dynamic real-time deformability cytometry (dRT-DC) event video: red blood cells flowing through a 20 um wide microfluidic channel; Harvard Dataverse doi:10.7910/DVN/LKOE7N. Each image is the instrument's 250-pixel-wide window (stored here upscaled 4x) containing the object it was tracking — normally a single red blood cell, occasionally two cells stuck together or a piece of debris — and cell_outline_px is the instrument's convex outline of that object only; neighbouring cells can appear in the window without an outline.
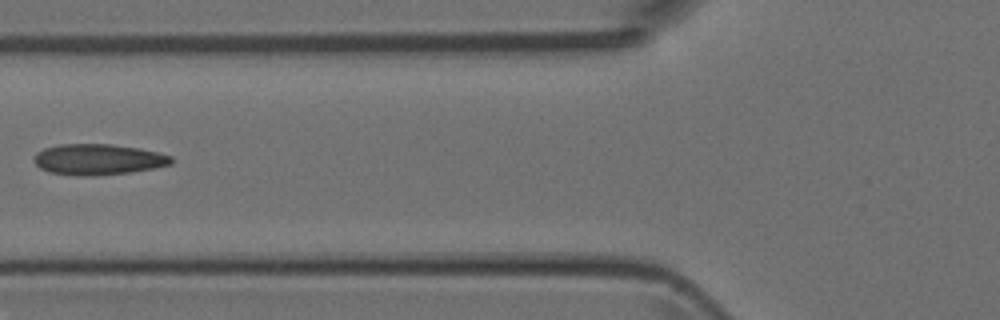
{"species": "Egyptian fruit bat (a non-hibernating species)", "species_latin": "Rousettus aegyptiacus", "temperature_condition": "room temperature", "stored_images_in_passage": 7, "camera_frame_rate_fps": 3000, "um_per_image_px": 0.085, "animal": {"sex": "female"}, "frame": {"image": 1, "passage_image": 5, "time_ms": 4.667, "image_size_px": [1000, 320], "cell_outline_px": [[172, 164], [152, 168], [128, 172], [92, 176], [76, 176], [48, 172], [40, 168], [32, 160], [36, 152], [44, 148], [60, 144], [108, 144], [140, 148], [172, 156]], "centroid_in_image_um": [8.29, 13.55], "position_along_channel_um": 117.5, "area_um2": 24.68}}
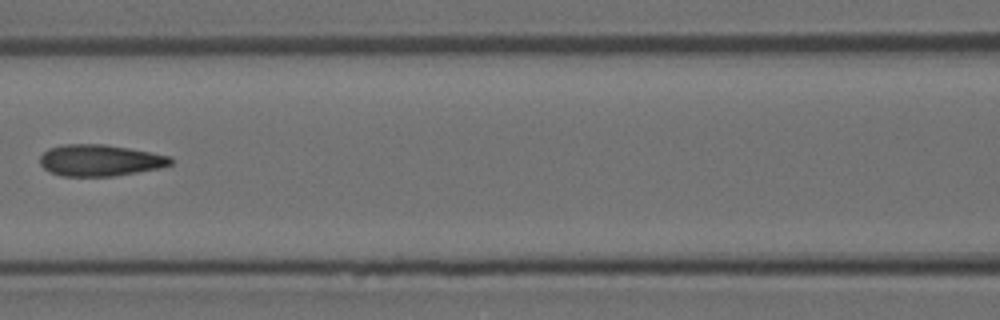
{"frame": {"image": 2, "passage_image": 6, "time_ms": 5.667, "image_size_px": [1000, 320], "cell_outline_px": [[172, 164], [160, 168], [112, 176], [64, 176], [52, 172], [44, 168], [40, 164], [40, 156], [48, 148], [64, 144], [104, 144], [128, 148], [172, 156]], "centroid_in_image_um": [8.5, 13.62], "position_along_channel_um": 158.1, "area_um2": 23.87}}
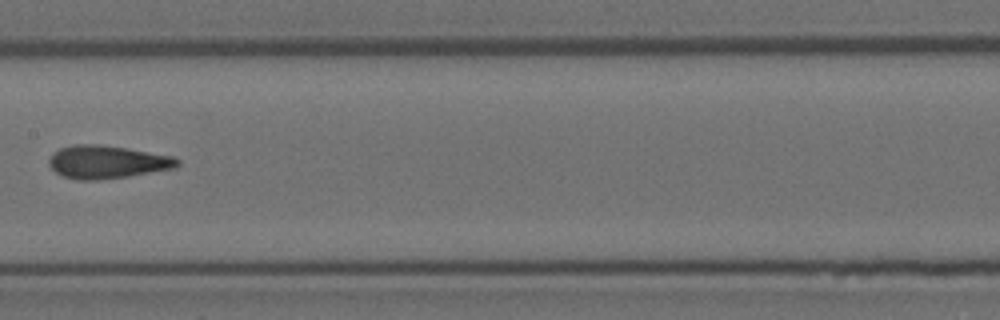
{"frame": {"image": 3, "passage_image": 7, "time_ms": 6.667, "image_size_px": [1000, 320], "cell_outline_px": [[180, 164], [172, 168], [128, 176], [96, 180], [76, 180], [64, 176], [56, 172], [48, 164], [48, 160], [52, 152], [60, 148], [76, 144], [96, 144], [124, 148], [172, 156], [180, 160]], "centroid_in_image_um": [9.05, 13.77], "position_along_channel_um": 198.4, "area_um2": 24.39}}